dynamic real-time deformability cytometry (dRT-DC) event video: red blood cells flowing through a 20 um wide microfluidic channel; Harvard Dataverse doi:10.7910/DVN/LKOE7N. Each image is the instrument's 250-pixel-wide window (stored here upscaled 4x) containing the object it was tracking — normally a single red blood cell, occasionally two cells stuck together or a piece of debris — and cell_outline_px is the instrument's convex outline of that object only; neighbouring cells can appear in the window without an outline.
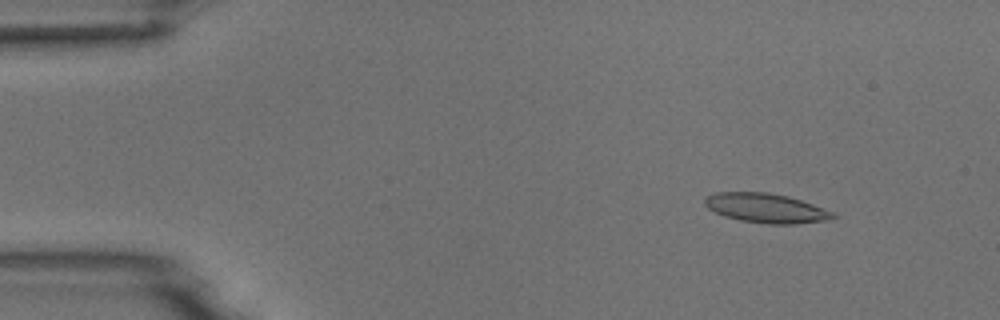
{"species": "common noctule bat (a hibernating species)", "species_latin": "Nyctalus noctula", "temperature_condition": "room temperature", "stored_images_in_passage": 9, "camera_frame_rate_fps": 3000, "um_per_image_px": 0.085, "animal": {"sex": "male", "body_mass_g": 18.8}, "frame": {"image": 1, "passage_image": 2, "time_ms": 1.333, "image_size_px": [1000, 320], "cell_outline_px": [[836, 216], [828, 220], [796, 224], [768, 224], [740, 220], [724, 216], [708, 208], [704, 204], [704, 200], [708, 196], [716, 192], [768, 192], [788, 196], [836, 212]], "centroid_in_image_um": [65.14, 17.69], "position_along_channel_um": 19.9, "area_um2": 21.96}}